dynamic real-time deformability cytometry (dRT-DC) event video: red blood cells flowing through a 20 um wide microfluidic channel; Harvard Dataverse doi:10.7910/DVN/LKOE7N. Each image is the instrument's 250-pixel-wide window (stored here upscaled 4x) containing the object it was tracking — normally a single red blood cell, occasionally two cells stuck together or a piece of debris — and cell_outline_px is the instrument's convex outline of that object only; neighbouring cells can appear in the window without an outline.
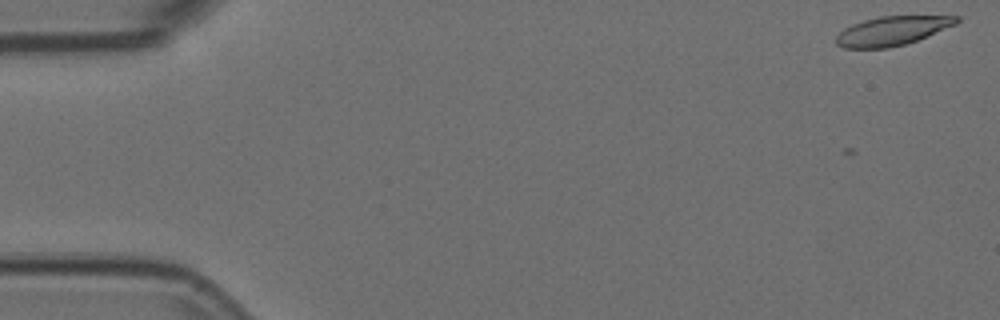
{"species": "Egyptian fruit bat (a non-hibernating species)", "species_latin": "Rousettus aegyptiacus", "temperature_condition": "room temperature", "stored_images_in_passage": 17, "camera_frame_rate_fps": 3000, "um_per_image_px": 0.085, "animal": {"sex": "female"}, "frame": {"image": 1, "passage_image": 1, "time_ms": 0.0, "image_size_px": [1000, 320], "cell_outline_px": [[960, 20], [956, 24], [928, 36], [904, 44], [888, 48], [844, 48], [836, 44], [836, 36], [844, 28], [852, 24], [864, 20], [880, 16], [960, 16]], "centroid_in_image_um": [75.82, 2.62], "position_along_channel_um": 9.2, "area_um2": 20.29}}
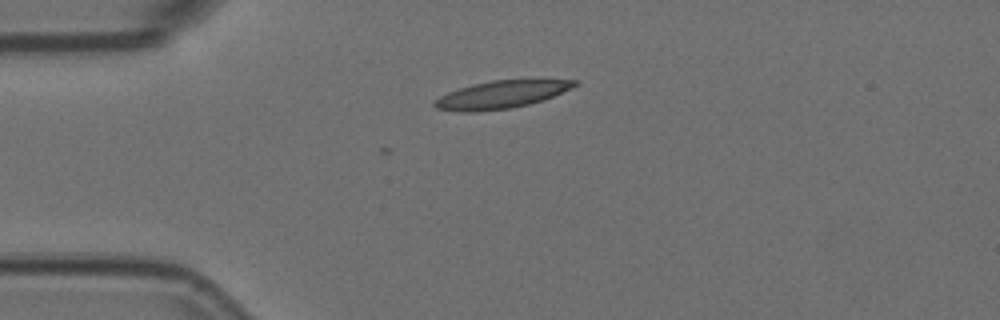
{"frame": {"image": 2, "passage_image": 13, "time_ms": 4.0, "image_size_px": [1000, 320], "cell_outline_px": [[580, 84], [544, 100], [512, 108], [480, 112], [460, 112], [436, 108], [432, 104], [440, 96], [448, 92], [472, 84], [492, 80], [540, 76], [580, 80]], "centroid_in_image_um": [42.77, 7.98], "position_along_channel_um": 42.2, "area_um2": 23.81}}